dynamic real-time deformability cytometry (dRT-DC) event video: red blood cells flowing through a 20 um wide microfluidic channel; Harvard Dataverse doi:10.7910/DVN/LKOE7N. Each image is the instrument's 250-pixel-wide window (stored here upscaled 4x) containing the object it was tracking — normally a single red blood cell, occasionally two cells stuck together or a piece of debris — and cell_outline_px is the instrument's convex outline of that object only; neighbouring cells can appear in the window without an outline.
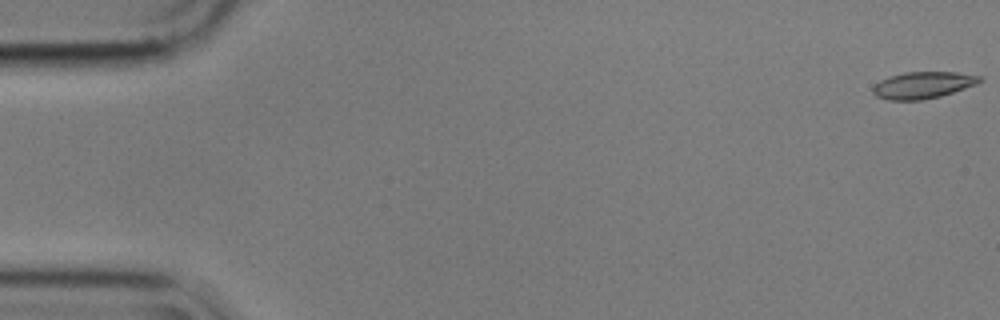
{"species": "common noctule bat (a hibernating species)", "species_latin": "Nyctalus noctula", "temperature_condition": "cold", "stored_images_in_passage": 9, "camera_frame_rate_fps": 3000, "um_per_image_px": 0.085, "animal": {"sex": "male", "body_mass_g": 17.9}, "frame": {"image": 1, "passage_image": 1, "time_ms": 0.0, "image_size_px": [1000, 320], "cell_outline_px": [[984, 80], [976, 84], [940, 96], [924, 100], [888, 100], [876, 96], [872, 92], [872, 88], [880, 80], [888, 76], [904, 72], [956, 72], [984, 76]], "centroid_in_image_um": [78.45, 7.22], "position_along_channel_um": 6.5, "area_um2": 16.76}}